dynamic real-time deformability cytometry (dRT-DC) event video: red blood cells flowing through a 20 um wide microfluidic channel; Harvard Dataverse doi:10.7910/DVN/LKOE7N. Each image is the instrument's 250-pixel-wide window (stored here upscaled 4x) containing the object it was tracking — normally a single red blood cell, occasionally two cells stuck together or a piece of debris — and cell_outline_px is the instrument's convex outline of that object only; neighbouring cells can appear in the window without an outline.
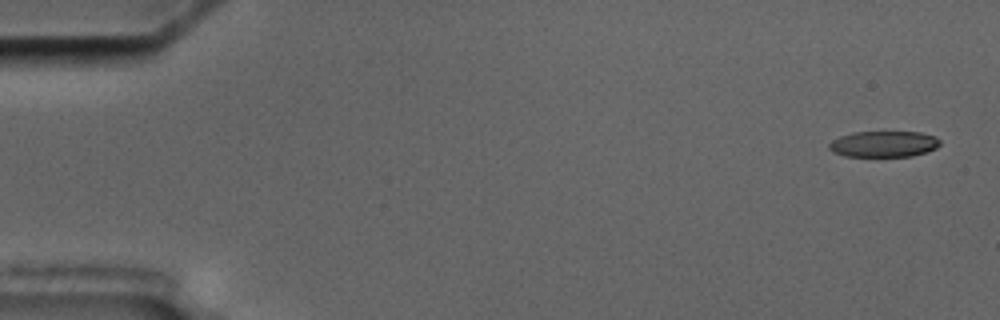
{"species": "common noctule bat (a hibernating species)", "species_latin": "Nyctalus noctula", "temperature_condition": "cold", "stored_images_in_passage": 11, "camera_frame_rate_fps": 3000, "um_per_image_px": 0.085, "animal": {"sex": "male", "body_mass_g": 17.5, "forearm_length_mm": 52.3}, "frame": {"image": 1, "passage_image": 1, "time_ms": 0.0, "image_size_px": [1000, 320], "cell_outline_px": [[940, 144], [936, 148], [912, 156], [844, 156], [828, 148], [828, 144], [832, 140], [840, 136], [852, 132], [920, 132], [936, 136], [940, 140]], "centroid_in_image_um": [75.12, 12.23], "position_along_channel_um": 9.9, "area_um2": 16.76}}
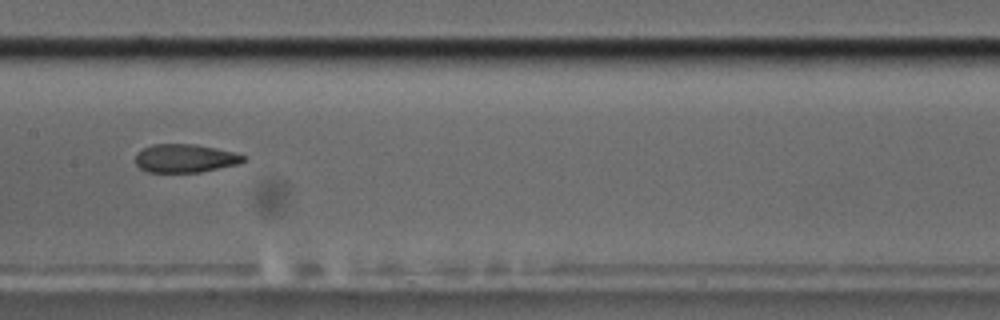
{"frame": {"image": 2, "passage_image": 8, "time_ms": 9.0, "image_size_px": [1000, 320], "cell_outline_px": [[248, 160], [240, 164], [200, 172], [148, 172], [140, 168], [136, 164], [136, 152], [152, 144], [196, 144], [236, 152], [248, 156]], "centroid_in_image_um": [15.8, 13.45], "position_along_channel_um": 191.6, "area_um2": 18.15}}
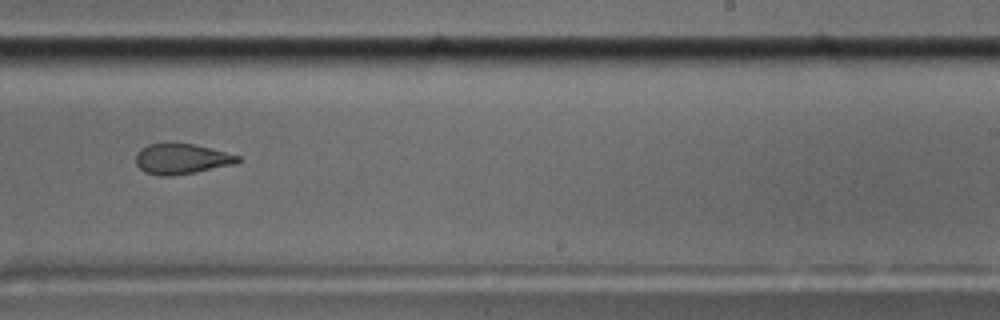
{"frame": {"image": 3, "passage_image": 10, "time_ms": 11.333, "image_size_px": [1000, 320], "cell_outline_px": [[244, 160], [232, 164], [196, 172], [168, 176], [160, 176], [144, 172], [136, 164], [136, 152], [140, 148], [148, 144], [196, 144], [240, 156]], "centroid_in_image_um": [15.42, 13.51], "position_along_channel_um": 273.6, "area_um2": 17.98}}